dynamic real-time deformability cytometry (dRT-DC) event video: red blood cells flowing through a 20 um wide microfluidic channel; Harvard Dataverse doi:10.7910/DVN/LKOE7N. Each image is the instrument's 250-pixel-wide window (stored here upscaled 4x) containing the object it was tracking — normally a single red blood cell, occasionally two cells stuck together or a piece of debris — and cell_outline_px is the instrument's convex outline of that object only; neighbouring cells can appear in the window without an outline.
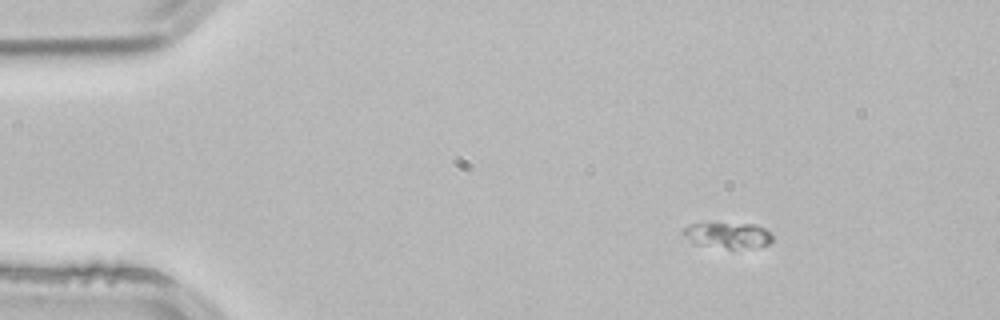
{"species": "common noctule bat (a hibernating species)", "species_latin": "Nyctalus noctula", "temperature_condition": "room temperature", "stored_images_in_passage": 3, "camera_frame_rate_fps": 3000, "um_per_image_px": 0.085, "animal": {"sex": "male", "body_mass_g": 21.5, "forearm_length_mm": 52.0}, "frame": {"image": 1, "passage_image": 3, "time_ms": 0.667, "image_size_px": [1000, 320], "cell_outline_px": [[772, 240], [768, 244], [732, 248], [728, 248], [692, 244], [680, 232], [688, 224], [756, 224], [764, 228], [772, 236]], "centroid_in_image_um": [61.78, 19.99], "position_along_channel_um": 23.2, "area_um2": 13.06}}